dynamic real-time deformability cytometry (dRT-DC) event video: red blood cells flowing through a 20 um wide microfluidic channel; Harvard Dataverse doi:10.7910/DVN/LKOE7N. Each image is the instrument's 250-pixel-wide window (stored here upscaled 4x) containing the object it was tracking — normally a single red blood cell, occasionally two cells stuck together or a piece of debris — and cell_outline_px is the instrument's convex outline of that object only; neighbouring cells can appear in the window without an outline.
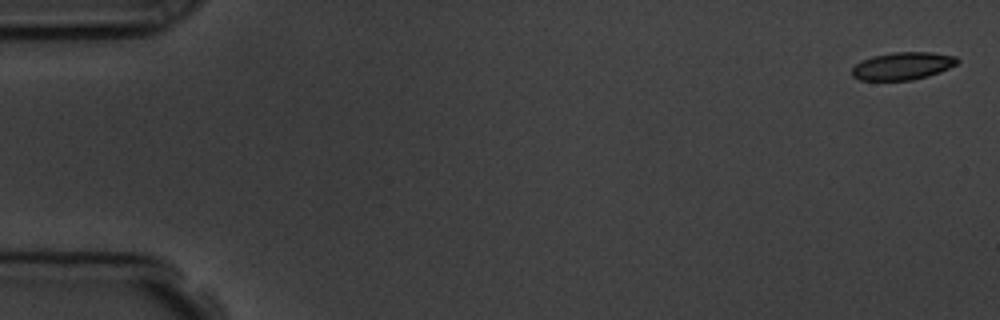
{"species": "common noctule bat (a hibernating species)", "species_latin": "Nyctalus noctula", "temperature_condition": "room temperature", "stored_images_in_passage": 5, "segment_of_instrument_passage": [1, 2], "camera_frame_rate_fps": 3000, "um_per_image_px": 0.085, "animal": {"sex": "male", "body_mass_g": 19.5, "forearm_length_mm": 54.6}, "frame": {"image": 1, "passage_image": 1, "time_ms": 0.0, "image_size_px": [1000, 320], "cell_outline_px": [[960, 60], [956, 64], [940, 72], [928, 76], [912, 80], [860, 80], [852, 76], [852, 68], [856, 64], [872, 56], [892, 52], [932, 52], [956, 56]], "centroid_in_image_um": [76.74, 5.6], "position_along_channel_um": 8.3, "area_um2": 16.94}}
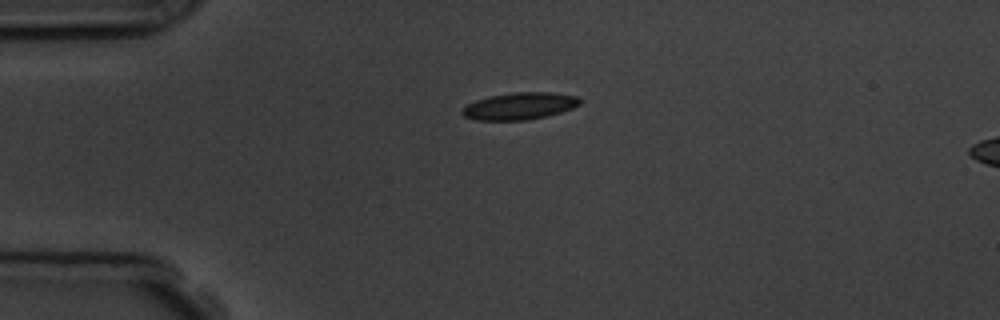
{"frame": {"image": 2, "passage_image": 4, "time_ms": 4.0, "image_size_px": [1000, 320], "cell_outline_px": [[580, 104], [572, 108], [560, 112], [528, 120], [476, 120], [464, 116], [460, 112], [460, 108], [476, 100], [488, 96], [516, 92], [552, 92], [576, 96], [580, 100]], "centroid_in_image_um": [44.12, 9.01], "position_along_channel_um": 40.9, "area_um2": 18.5}}